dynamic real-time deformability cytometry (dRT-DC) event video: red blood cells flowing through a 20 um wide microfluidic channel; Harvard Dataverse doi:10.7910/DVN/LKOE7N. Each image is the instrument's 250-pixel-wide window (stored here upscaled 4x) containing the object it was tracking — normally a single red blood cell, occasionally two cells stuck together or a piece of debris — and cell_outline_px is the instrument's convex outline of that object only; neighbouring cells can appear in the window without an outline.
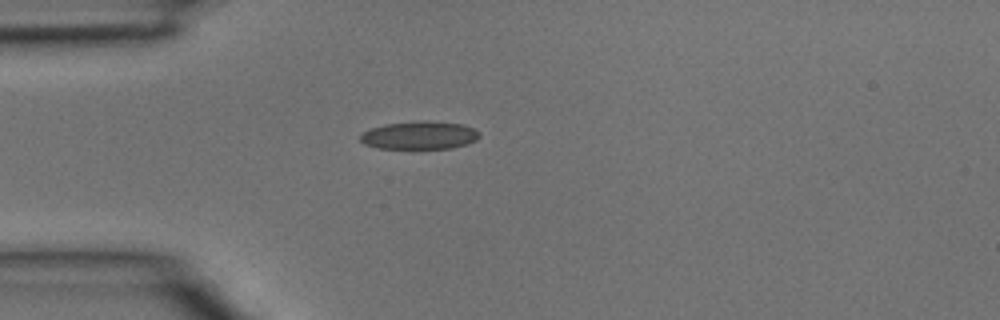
{"species": "common noctule bat (a hibernating species)", "species_latin": "Nyctalus noctula", "temperature_condition": "room temperature", "stored_images_in_passage": 31, "camera_frame_rate_fps": 3000, "um_per_image_px": 0.085, "animal": {"sex": "male", "body_mass_g": 15.6}, "frame": {"image": 1, "passage_image": 1, "time_ms": 0.0, "image_size_px": [1000, 320], "cell_outline_px": [[480, 136], [476, 140], [468, 144], [452, 148], [376, 148], [364, 144], [360, 140], [360, 136], [368, 128], [384, 124], [424, 120], [460, 124], [472, 128], [480, 132]], "centroid_in_image_um": [35.64, 11.5], "position_along_channel_um": 49.4, "area_um2": 19.48}}
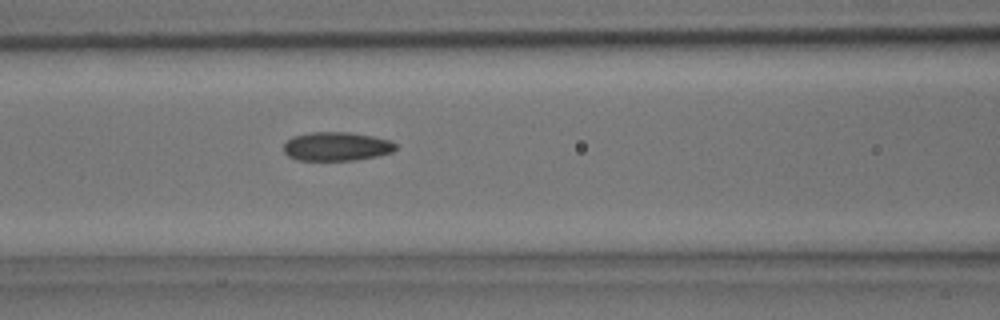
{"frame": {"image": 2, "passage_image": 7, "time_ms": 2.0, "image_size_px": [1000, 320], "cell_outline_px": [[396, 148], [392, 152], [376, 156], [356, 160], [296, 160], [288, 156], [284, 152], [284, 144], [292, 136], [312, 132], [348, 132], [372, 136], [388, 140], [396, 144]], "centroid_in_image_um": [28.58, 12.45], "position_along_channel_um": 138.0, "area_um2": 18.73}}
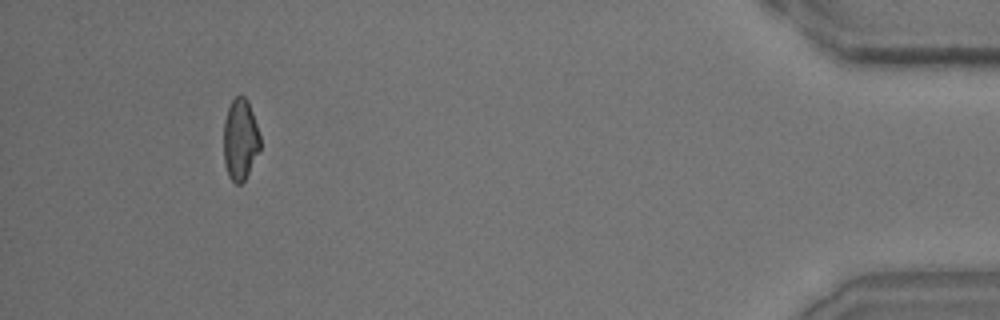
{"frame": {"image": 3, "passage_image": 28, "time_ms": 9.0, "image_size_px": [1000, 320], "cell_outline_px": [[260, 148], [244, 180], [240, 184], [236, 184], [228, 176], [224, 164], [224, 120], [228, 108], [232, 100], [236, 96], [244, 96], [248, 100], [260, 136]], "centroid_in_image_um": [20.4, 11.85], "position_along_channel_um": 414.8, "area_um2": 17.11}}